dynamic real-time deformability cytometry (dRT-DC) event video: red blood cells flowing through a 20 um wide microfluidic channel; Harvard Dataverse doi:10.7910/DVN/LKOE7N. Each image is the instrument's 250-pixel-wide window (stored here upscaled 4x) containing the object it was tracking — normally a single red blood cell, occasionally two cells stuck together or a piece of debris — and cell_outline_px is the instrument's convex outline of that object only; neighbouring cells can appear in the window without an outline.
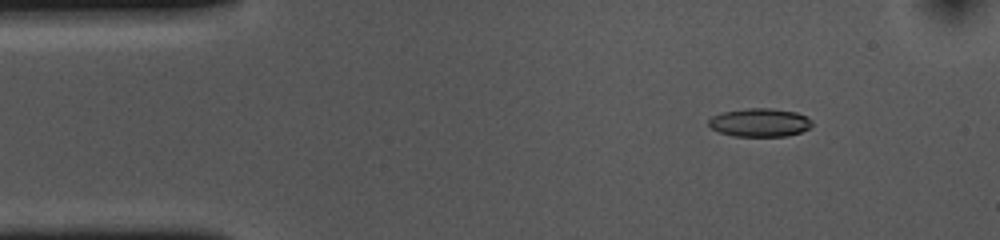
{"species": "common noctule bat (a hibernating species)", "species_latin": "Nyctalus noctula", "temperature_condition": "cold", "stored_images_in_passage": 53, "camera_frame_rate_fps": 3000, "um_per_image_px": 0.085, "animal": {"sex": "female", "body_mass_g": 10.0, "forearm_length_mm": 53.1}, "frame": {"image": 1, "passage_image": 6, "time_ms": 1.667, "image_size_px": [1000, 240], "cell_outline_px": [[812, 124], [808, 128], [800, 132], [788, 136], [732, 136], [720, 132], [712, 128], [708, 124], [708, 120], [712, 116], [720, 112], [748, 108], [772, 108], [796, 112], [808, 116], [812, 120]], "centroid_in_image_um": [64.58, 10.4], "position_along_channel_um": 20.4, "area_um2": 17.22}}
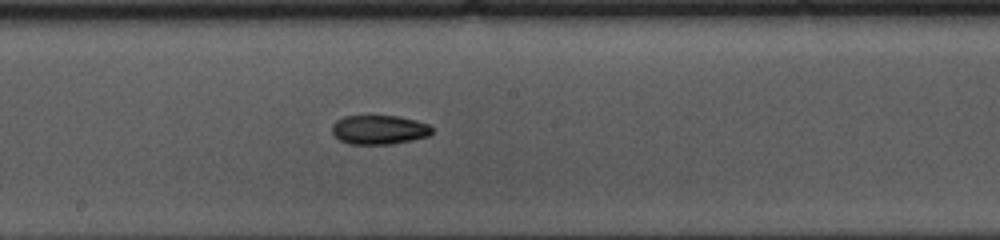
{"frame": {"image": 2, "passage_image": 27, "time_ms": 8.667, "image_size_px": [1000, 240], "cell_outline_px": [[432, 132], [428, 136], [412, 140], [392, 144], [348, 144], [340, 140], [332, 132], [332, 124], [336, 120], [344, 116], [396, 116], [416, 120], [428, 124], [432, 128]], "centroid_in_image_um": [32.21, 11.03], "position_along_channel_um": 216.0, "area_um2": 16.99}}
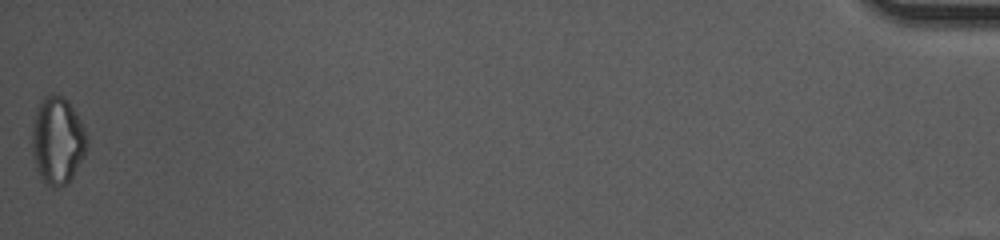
{"frame": {"image": 3, "passage_image": 53, "time_ms": 17.333, "image_size_px": [1000, 240], "cell_outline_px": [[88, 144], [84, 156], [68, 184], [56, 188], [52, 188], [40, 176], [36, 168], [32, 152], [32, 124], [36, 108], [40, 100], [44, 96], [64, 96], [68, 100], [80, 120], [88, 136]], "centroid_in_image_um": [4.89, 11.95], "position_along_channel_um": 430.3, "area_um2": 28.09}, "authors_computed_cell_mechanics": {"area_um2": 17.7446, "velocity_mm_per_s": 3.6782, "shape_relaxation_time_tau1_ms": 4.5392, "shape_relaxation_time_tau2_ms": null, "deformation_change_tau1": 0.1286, "deformation_change_tau2": null}}